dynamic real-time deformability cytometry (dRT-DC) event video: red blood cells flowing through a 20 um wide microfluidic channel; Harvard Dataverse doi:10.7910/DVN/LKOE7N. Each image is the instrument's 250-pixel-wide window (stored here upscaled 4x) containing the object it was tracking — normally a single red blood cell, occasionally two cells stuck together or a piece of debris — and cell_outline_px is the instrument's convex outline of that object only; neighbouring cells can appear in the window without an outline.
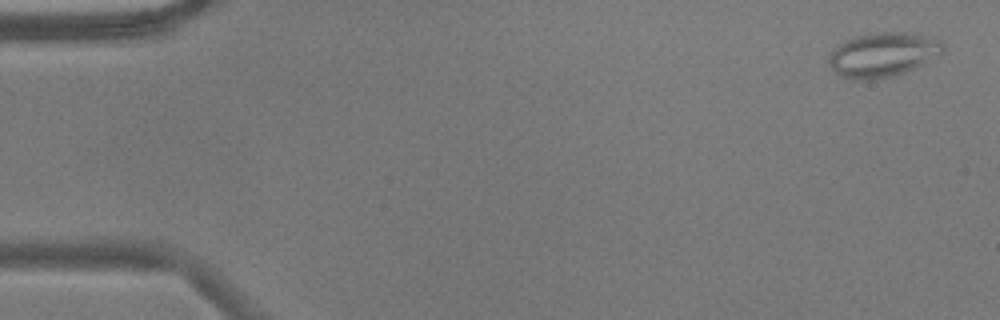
{"species": "common noctule bat (a hibernating species)", "species_latin": "Nyctalus noctula", "temperature_condition": "warm", "stored_images_in_passage": 54, "camera_frame_rate_fps": 3000, "um_per_image_px": 0.085, "animal": {"sex": "male", "body_mass_g": 17.9}, "frame": {"image": 1, "passage_image": 2, "time_ms": 0.333, "image_size_px": [1000, 320], "cell_outline_px": [[944, 48], [940, 52], [920, 64], [904, 72], [892, 76], [876, 80], [852, 80], [836, 72], [828, 64], [828, 52], [852, 36], [868, 32], [912, 32], [940, 40], [944, 44]], "centroid_in_image_um": [74.96, 4.62], "position_along_channel_um": 10.0, "area_um2": 29.48}}
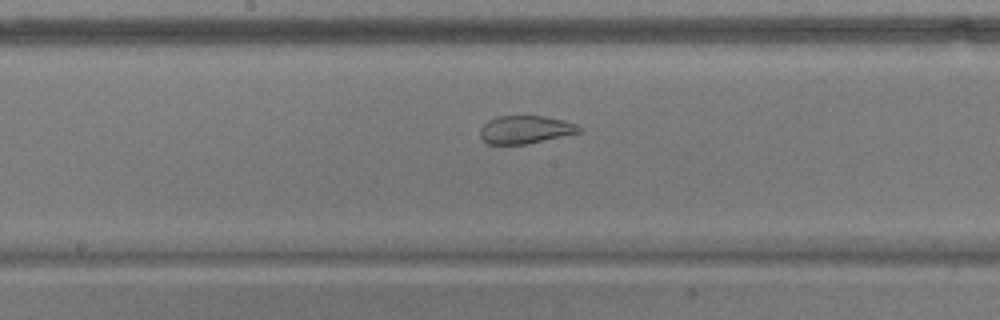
{"frame": {"image": 2, "passage_image": 28, "time_ms": 9.0, "image_size_px": [1000, 320], "cell_outline_px": [[584, 128], [580, 132], [528, 144], [488, 144], [480, 136], [480, 128], [488, 120], [496, 116], [544, 116], [564, 120], [576, 124]], "centroid_in_image_um": [44.66, 11.01], "position_along_channel_um": 203.5, "area_um2": 16.18}}
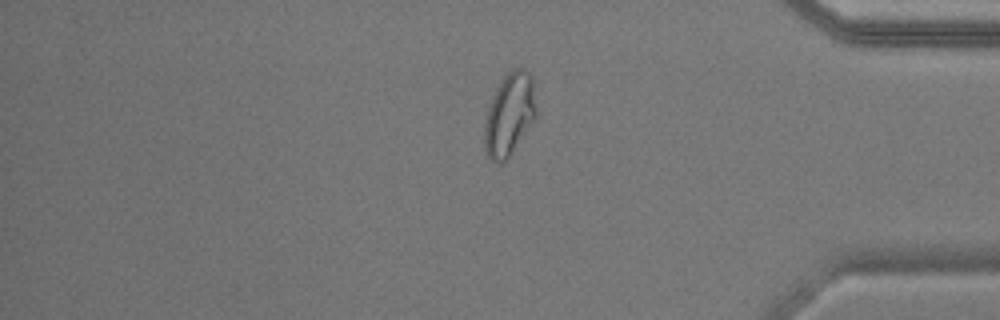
{"frame": {"image": 3, "passage_image": 45, "time_ms": 14.667, "image_size_px": [1000, 320], "cell_outline_px": [[536, 120], [504, 164], [500, 164], [492, 160], [488, 156], [484, 144], [484, 124], [488, 108], [496, 88], [504, 76], [512, 68], [520, 68], [528, 72], [532, 76], [536, 108]], "centroid_in_image_um": [43.31, 9.76], "position_along_channel_um": 391.9, "area_um2": 25.14}, "authors_computed_cell_mechanics": {"area_um2": 24.5939, "velocity_mm_per_s": 3.7383, "shape_relaxation_time_tau1_ms": null, "shape_relaxation_time_tau2_ms": 0.9616, "deformation_change_tau1": null, "deformation_change_tau2": 0.0695}}